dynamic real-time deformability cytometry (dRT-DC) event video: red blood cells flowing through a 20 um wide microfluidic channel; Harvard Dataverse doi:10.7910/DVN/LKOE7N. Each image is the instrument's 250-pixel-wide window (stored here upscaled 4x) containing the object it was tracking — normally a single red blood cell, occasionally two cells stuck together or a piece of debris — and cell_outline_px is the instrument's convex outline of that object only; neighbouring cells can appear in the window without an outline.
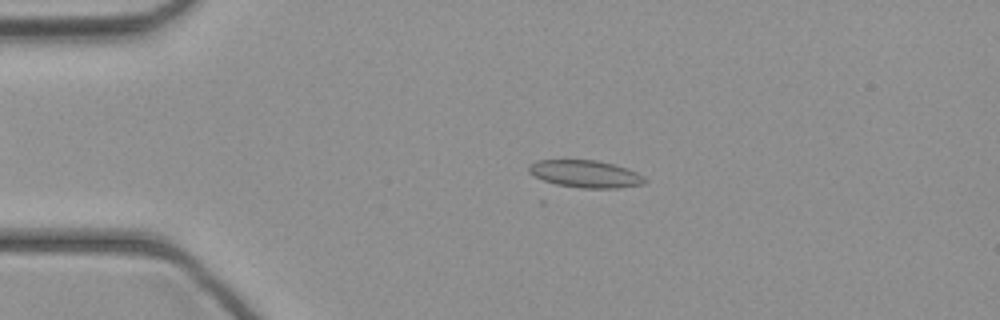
{"species": "common noctule bat (a hibernating species)", "species_latin": "Nyctalus noctula", "temperature_condition": "cold", "stored_images_in_passage": 44, "camera_frame_rate_fps": 3000, "um_per_image_px": 0.085, "animal": {"sex": "female", "body_mass_g": 21.9}, "frame": {"image": 1, "passage_image": 9, "time_ms": 2.667, "image_size_px": [1000, 320], "cell_outline_px": [[648, 180], [644, 184], [616, 188], [580, 188], [556, 184], [544, 180], [528, 172], [528, 164], [536, 160], [596, 160], [628, 168], [644, 176]], "centroid_in_image_um": [49.77, 14.78], "position_along_channel_um": 35.2, "area_um2": 18.5}}
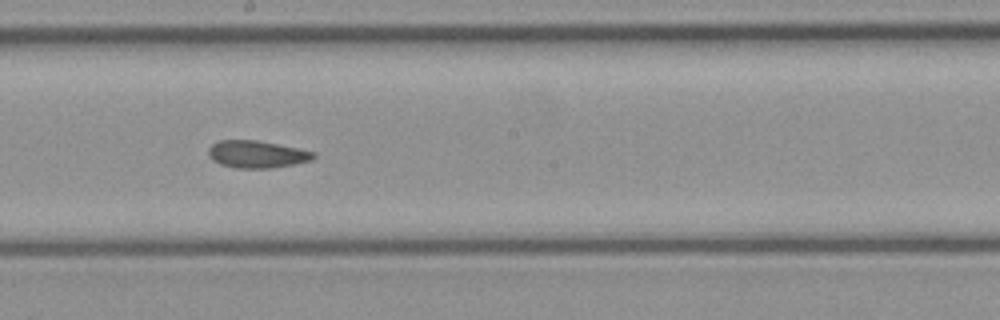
{"frame": {"image": 2, "passage_image": 24, "time_ms": 7.667, "image_size_px": [1000, 320], "cell_outline_px": [[316, 156], [312, 160], [272, 168], [236, 168], [220, 164], [212, 160], [208, 156], [208, 148], [212, 144], [220, 140], [256, 140], [300, 148], [316, 152]], "centroid_in_image_um": [21.83, 13.11], "position_along_channel_um": 226.4, "area_um2": 16.82}}
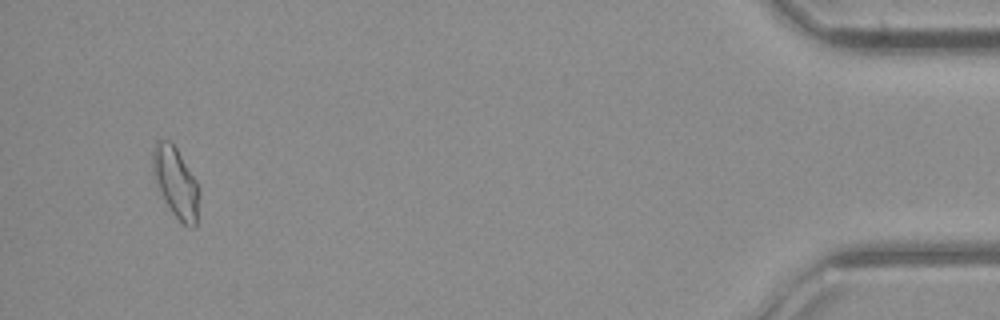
{"frame": {"image": 3, "passage_image": 42, "time_ms": 13.667, "image_size_px": [1000, 320], "cell_outline_px": [[200, 192], [196, 224], [192, 228], [184, 224], [172, 212], [156, 188], [152, 176], [152, 152], [156, 140], [168, 140], [176, 148], [196, 180]], "centroid_in_image_um": [14.91, 15.5], "position_along_channel_um": 420.3, "area_um2": 19.13}}